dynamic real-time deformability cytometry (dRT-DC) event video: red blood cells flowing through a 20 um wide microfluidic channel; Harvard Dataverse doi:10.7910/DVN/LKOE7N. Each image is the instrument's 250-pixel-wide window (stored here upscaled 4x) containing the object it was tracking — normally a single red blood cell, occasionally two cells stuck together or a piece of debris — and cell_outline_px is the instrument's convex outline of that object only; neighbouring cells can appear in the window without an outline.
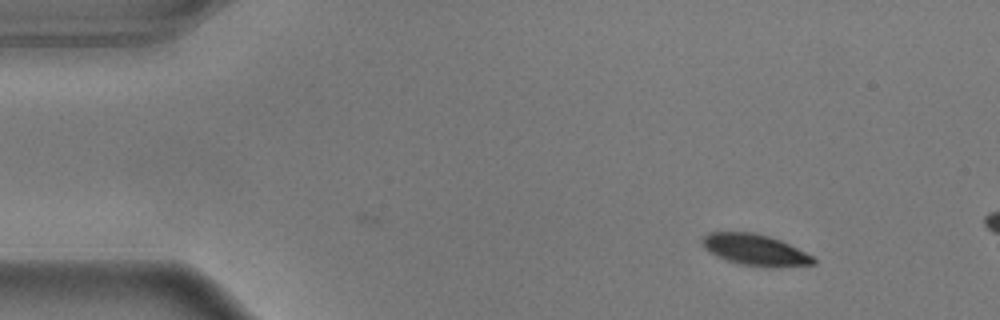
{"species": "common noctule bat (a hibernating species)", "species_latin": "Nyctalus noctula", "temperature_condition": "warm", "stored_images_in_passage": 7, "camera_frame_rate_fps": 3000, "um_per_image_px": 0.085, "animal": {"sex": "male", "body_mass_g": 17.9}, "frame": {"image": 1, "passage_image": 1, "time_ms": 0.0, "image_size_px": [1000, 320], "cell_outline_px": [[816, 264], [772, 268], [740, 264], [716, 256], [704, 248], [704, 236], [708, 232], [752, 232], [768, 236], [780, 240], [812, 256], [816, 260]], "centroid_in_image_um": [64.2, 21.25], "position_along_channel_um": 20.8, "area_um2": 20.0}}